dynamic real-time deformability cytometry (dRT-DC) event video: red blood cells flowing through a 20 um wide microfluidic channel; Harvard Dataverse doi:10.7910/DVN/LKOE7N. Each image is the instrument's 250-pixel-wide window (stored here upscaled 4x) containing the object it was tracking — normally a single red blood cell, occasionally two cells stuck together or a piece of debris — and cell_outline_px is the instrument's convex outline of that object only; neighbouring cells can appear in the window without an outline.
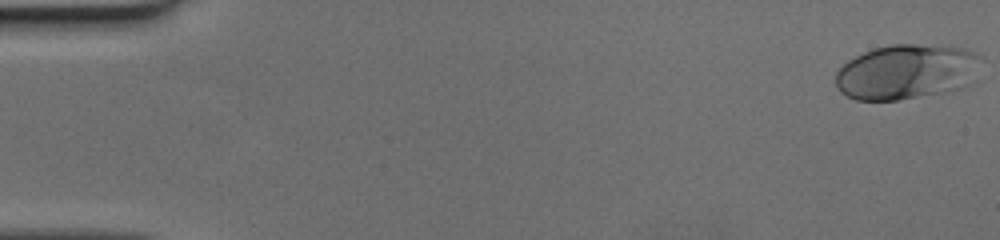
{"species": "human", "species_latin": "Homo sapiens", "temperature_condition": "cold", "stored_images_in_passage": 51, "camera_frame_rate_fps": 3000, "um_per_image_px": 0.085, "donor": {"sex": "female"}, "frame": {"image": 1, "passage_image": 1, "time_ms": 0.0, "image_size_px": [1000, 240], "cell_outline_px": [[976, 56], [960, 88], [944, 92], [900, 100], [856, 100], [840, 92], [836, 88], [836, 72], [848, 60], [864, 52], [876, 48], [892, 44], [912, 44], [964, 48], [976, 52]], "centroid_in_image_um": [76.85, 6.11], "position_along_channel_um": 8.2, "area_um2": 44.91}}
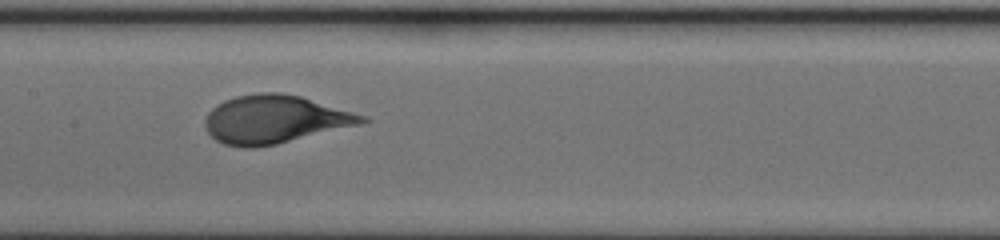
{"frame": {"image": 2, "passage_image": 26, "time_ms": 8.333, "image_size_px": [1000, 240], "cell_outline_px": [[372, 120], [360, 124], [276, 144], [252, 148], [244, 148], [224, 144], [216, 140], [208, 132], [204, 124], [204, 120], [208, 112], [212, 108], [224, 100], [236, 96], [260, 92], [280, 92], [300, 96], [368, 116]], "centroid_in_image_um": [23.34, 10.14], "position_along_channel_um": 184.1, "area_um2": 43.93}}
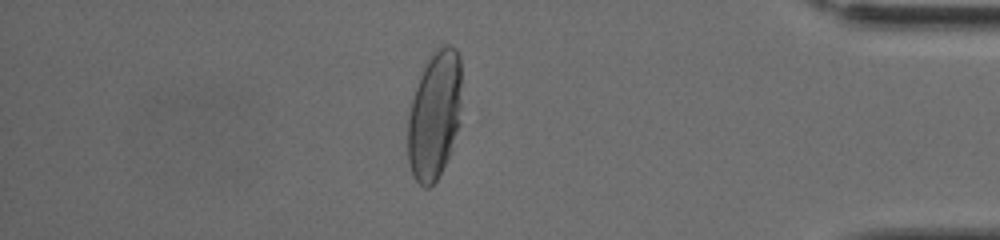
{"frame": {"image": 3, "passage_image": 44, "time_ms": 14.333, "image_size_px": [1000, 240], "cell_outline_px": [[460, 124], [448, 156], [436, 180], [428, 188], [424, 188], [412, 176], [408, 160], [408, 116], [412, 88], [428, 56], [436, 48], [444, 44], [452, 44], [456, 48], [460, 56]], "centroid_in_image_um": [36.9, 9.7], "position_along_channel_um": 398.3, "area_um2": 41.1}}